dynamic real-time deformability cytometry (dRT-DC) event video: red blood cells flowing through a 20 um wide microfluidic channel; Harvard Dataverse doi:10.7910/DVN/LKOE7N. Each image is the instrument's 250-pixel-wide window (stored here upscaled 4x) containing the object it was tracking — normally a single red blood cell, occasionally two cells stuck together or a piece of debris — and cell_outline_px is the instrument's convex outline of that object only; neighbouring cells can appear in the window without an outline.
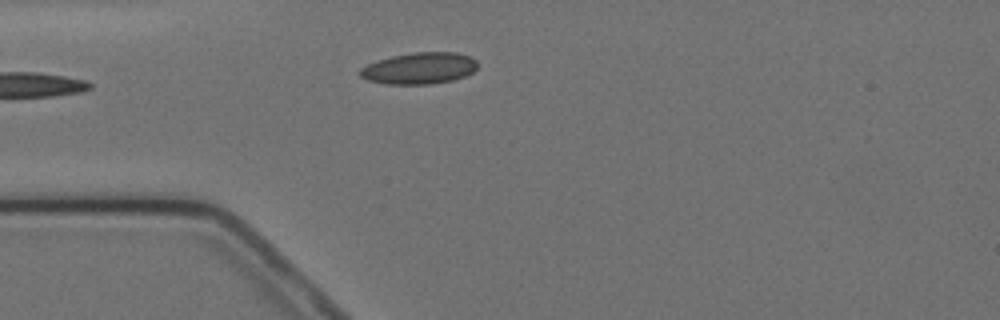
{"species": "Egyptian fruit bat (a non-hibernating species)", "species_latin": "Rousettus aegyptiacus", "temperature_condition": "cold", "stored_images_in_passage": 6, "camera_frame_rate_fps": 3000, "um_per_image_px": 0.085, "animal": {"sex": "female"}, "frame": {"image": 1, "passage_image": 5, "time_ms": 4.667, "image_size_px": [1000, 320], "cell_outline_px": [[476, 68], [472, 72], [464, 76], [452, 80], [428, 84], [388, 84], [368, 80], [360, 76], [360, 68], [368, 64], [392, 56], [416, 52], [456, 52], [468, 56], [476, 60]], "centroid_in_image_um": [35.64, 5.8], "position_along_channel_um": 49.4, "area_um2": 21.27}}